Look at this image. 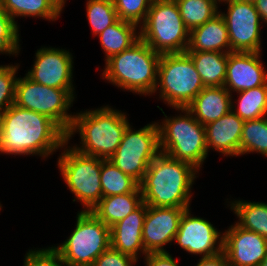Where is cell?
I'll list each match as a JSON object with an SVG mask.
<instances>
[{"mask_svg":"<svg viewBox=\"0 0 267 266\" xmlns=\"http://www.w3.org/2000/svg\"><path fill=\"white\" fill-rule=\"evenodd\" d=\"M195 266H230L224 252L210 257H203L198 260Z\"/></svg>","mask_w":267,"mask_h":266,"instance_id":"38","label":"cell"},{"mask_svg":"<svg viewBox=\"0 0 267 266\" xmlns=\"http://www.w3.org/2000/svg\"><path fill=\"white\" fill-rule=\"evenodd\" d=\"M144 258L145 266H179L169 252L148 253Z\"/></svg>","mask_w":267,"mask_h":266,"instance_id":"37","label":"cell"},{"mask_svg":"<svg viewBox=\"0 0 267 266\" xmlns=\"http://www.w3.org/2000/svg\"><path fill=\"white\" fill-rule=\"evenodd\" d=\"M185 209L174 242L189 254L210 257L223 251V233L208 220L196 217Z\"/></svg>","mask_w":267,"mask_h":266,"instance_id":"14","label":"cell"},{"mask_svg":"<svg viewBox=\"0 0 267 266\" xmlns=\"http://www.w3.org/2000/svg\"><path fill=\"white\" fill-rule=\"evenodd\" d=\"M255 8L260 14L262 22L267 24V0H256L254 2Z\"/></svg>","mask_w":267,"mask_h":266,"instance_id":"39","label":"cell"},{"mask_svg":"<svg viewBox=\"0 0 267 266\" xmlns=\"http://www.w3.org/2000/svg\"><path fill=\"white\" fill-rule=\"evenodd\" d=\"M35 56L32 68L25 75L44 86L65 89L75 99L72 53L44 46L37 50Z\"/></svg>","mask_w":267,"mask_h":266,"instance_id":"13","label":"cell"},{"mask_svg":"<svg viewBox=\"0 0 267 266\" xmlns=\"http://www.w3.org/2000/svg\"><path fill=\"white\" fill-rule=\"evenodd\" d=\"M223 252L230 266H259L267 255V240L234 223L223 232Z\"/></svg>","mask_w":267,"mask_h":266,"instance_id":"16","label":"cell"},{"mask_svg":"<svg viewBox=\"0 0 267 266\" xmlns=\"http://www.w3.org/2000/svg\"><path fill=\"white\" fill-rule=\"evenodd\" d=\"M66 142V133L50 118L12 104L2 114L0 153L48 158Z\"/></svg>","mask_w":267,"mask_h":266,"instance_id":"1","label":"cell"},{"mask_svg":"<svg viewBox=\"0 0 267 266\" xmlns=\"http://www.w3.org/2000/svg\"><path fill=\"white\" fill-rule=\"evenodd\" d=\"M223 52L230 53L229 34L220 13L190 31L186 52Z\"/></svg>","mask_w":267,"mask_h":266,"instance_id":"20","label":"cell"},{"mask_svg":"<svg viewBox=\"0 0 267 266\" xmlns=\"http://www.w3.org/2000/svg\"><path fill=\"white\" fill-rule=\"evenodd\" d=\"M73 102L74 98L65 89L44 86L26 75L17 78L14 104L47 116L65 133L73 121L74 114L68 113Z\"/></svg>","mask_w":267,"mask_h":266,"instance_id":"11","label":"cell"},{"mask_svg":"<svg viewBox=\"0 0 267 266\" xmlns=\"http://www.w3.org/2000/svg\"><path fill=\"white\" fill-rule=\"evenodd\" d=\"M186 53L192 59L205 87L224 85L228 53L215 51Z\"/></svg>","mask_w":267,"mask_h":266,"instance_id":"25","label":"cell"},{"mask_svg":"<svg viewBox=\"0 0 267 266\" xmlns=\"http://www.w3.org/2000/svg\"><path fill=\"white\" fill-rule=\"evenodd\" d=\"M138 29L140 38L157 53H182L188 49L190 31L175 0H153Z\"/></svg>","mask_w":267,"mask_h":266,"instance_id":"6","label":"cell"},{"mask_svg":"<svg viewBox=\"0 0 267 266\" xmlns=\"http://www.w3.org/2000/svg\"><path fill=\"white\" fill-rule=\"evenodd\" d=\"M19 25L3 11L0 4V54L18 55L20 52Z\"/></svg>","mask_w":267,"mask_h":266,"instance_id":"32","label":"cell"},{"mask_svg":"<svg viewBox=\"0 0 267 266\" xmlns=\"http://www.w3.org/2000/svg\"><path fill=\"white\" fill-rule=\"evenodd\" d=\"M142 203L143 198L138 186L132 193L103 197L91 212L111 228Z\"/></svg>","mask_w":267,"mask_h":266,"instance_id":"22","label":"cell"},{"mask_svg":"<svg viewBox=\"0 0 267 266\" xmlns=\"http://www.w3.org/2000/svg\"><path fill=\"white\" fill-rule=\"evenodd\" d=\"M86 16L95 36L118 20L113 0H87Z\"/></svg>","mask_w":267,"mask_h":266,"instance_id":"31","label":"cell"},{"mask_svg":"<svg viewBox=\"0 0 267 266\" xmlns=\"http://www.w3.org/2000/svg\"><path fill=\"white\" fill-rule=\"evenodd\" d=\"M24 257L23 266H67L52 247L30 249Z\"/></svg>","mask_w":267,"mask_h":266,"instance_id":"35","label":"cell"},{"mask_svg":"<svg viewBox=\"0 0 267 266\" xmlns=\"http://www.w3.org/2000/svg\"><path fill=\"white\" fill-rule=\"evenodd\" d=\"M138 260L130 255L121 253L111 246L105 250L92 264V266H134Z\"/></svg>","mask_w":267,"mask_h":266,"instance_id":"36","label":"cell"},{"mask_svg":"<svg viewBox=\"0 0 267 266\" xmlns=\"http://www.w3.org/2000/svg\"><path fill=\"white\" fill-rule=\"evenodd\" d=\"M241 1L255 2L256 0H241Z\"/></svg>","mask_w":267,"mask_h":266,"instance_id":"43","label":"cell"},{"mask_svg":"<svg viewBox=\"0 0 267 266\" xmlns=\"http://www.w3.org/2000/svg\"><path fill=\"white\" fill-rule=\"evenodd\" d=\"M260 55L261 52L228 53L223 86L230 94L263 86L267 83V70L264 69Z\"/></svg>","mask_w":267,"mask_h":266,"instance_id":"17","label":"cell"},{"mask_svg":"<svg viewBox=\"0 0 267 266\" xmlns=\"http://www.w3.org/2000/svg\"><path fill=\"white\" fill-rule=\"evenodd\" d=\"M2 8L17 24L16 17L56 21L64 5L59 0H2Z\"/></svg>","mask_w":267,"mask_h":266,"instance_id":"23","label":"cell"},{"mask_svg":"<svg viewBox=\"0 0 267 266\" xmlns=\"http://www.w3.org/2000/svg\"><path fill=\"white\" fill-rule=\"evenodd\" d=\"M202 79L186 52L161 54L158 63L159 98L172 108H186L204 89Z\"/></svg>","mask_w":267,"mask_h":266,"instance_id":"7","label":"cell"},{"mask_svg":"<svg viewBox=\"0 0 267 266\" xmlns=\"http://www.w3.org/2000/svg\"><path fill=\"white\" fill-rule=\"evenodd\" d=\"M2 114L0 113V137H1V132H2Z\"/></svg>","mask_w":267,"mask_h":266,"instance_id":"41","label":"cell"},{"mask_svg":"<svg viewBox=\"0 0 267 266\" xmlns=\"http://www.w3.org/2000/svg\"><path fill=\"white\" fill-rule=\"evenodd\" d=\"M64 6L67 0H59Z\"/></svg>","mask_w":267,"mask_h":266,"instance_id":"42","label":"cell"},{"mask_svg":"<svg viewBox=\"0 0 267 266\" xmlns=\"http://www.w3.org/2000/svg\"><path fill=\"white\" fill-rule=\"evenodd\" d=\"M259 266H267V255H266V257L261 261V263L259 264Z\"/></svg>","mask_w":267,"mask_h":266,"instance_id":"40","label":"cell"},{"mask_svg":"<svg viewBox=\"0 0 267 266\" xmlns=\"http://www.w3.org/2000/svg\"><path fill=\"white\" fill-rule=\"evenodd\" d=\"M118 19L141 25L153 0H113Z\"/></svg>","mask_w":267,"mask_h":266,"instance_id":"33","label":"cell"},{"mask_svg":"<svg viewBox=\"0 0 267 266\" xmlns=\"http://www.w3.org/2000/svg\"><path fill=\"white\" fill-rule=\"evenodd\" d=\"M159 153L157 122L149 123L136 131L135 129L133 131L129 124L124 131L120 145L108 160L140 183L148 166Z\"/></svg>","mask_w":267,"mask_h":266,"instance_id":"10","label":"cell"},{"mask_svg":"<svg viewBox=\"0 0 267 266\" xmlns=\"http://www.w3.org/2000/svg\"><path fill=\"white\" fill-rule=\"evenodd\" d=\"M101 188L103 197L132 193L139 183L123 173L109 160L101 159Z\"/></svg>","mask_w":267,"mask_h":266,"instance_id":"29","label":"cell"},{"mask_svg":"<svg viewBox=\"0 0 267 266\" xmlns=\"http://www.w3.org/2000/svg\"><path fill=\"white\" fill-rule=\"evenodd\" d=\"M198 173L193 165L160 152L139 183L143 202L152 207L190 208Z\"/></svg>","mask_w":267,"mask_h":266,"instance_id":"2","label":"cell"},{"mask_svg":"<svg viewBox=\"0 0 267 266\" xmlns=\"http://www.w3.org/2000/svg\"><path fill=\"white\" fill-rule=\"evenodd\" d=\"M187 208L147 206L143 223L142 240L145 252H168L164 249L175 239L182 214Z\"/></svg>","mask_w":267,"mask_h":266,"instance_id":"15","label":"cell"},{"mask_svg":"<svg viewBox=\"0 0 267 266\" xmlns=\"http://www.w3.org/2000/svg\"><path fill=\"white\" fill-rule=\"evenodd\" d=\"M240 97L231 100V110L242 120L258 119L267 116V83L242 92H236ZM237 107V108H236Z\"/></svg>","mask_w":267,"mask_h":266,"instance_id":"27","label":"cell"},{"mask_svg":"<svg viewBox=\"0 0 267 266\" xmlns=\"http://www.w3.org/2000/svg\"><path fill=\"white\" fill-rule=\"evenodd\" d=\"M232 98L224 86L204 87L186 108L205 126L231 110Z\"/></svg>","mask_w":267,"mask_h":266,"instance_id":"21","label":"cell"},{"mask_svg":"<svg viewBox=\"0 0 267 266\" xmlns=\"http://www.w3.org/2000/svg\"><path fill=\"white\" fill-rule=\"evenodd\" d=\"M138 27L134 23L118 19L114 24L99 33L97 36L105 53L106 59L104 61L135 44L140 39Z\"/></svg>","mask_w":267,"mask_h":266,"instance_id":"24","label":"cell"},{"mask_svg":"<svg viewBox=\"0 0 267 266\" xmlns=\"http://www.w3.org/2000/svg\"><path fill=\"white\" fill-rule=\"evenodd\" d=\"M160 56L140 38L130 48L105 61L102 77L124 91L152 95L157 86Z\"/></svg>","mask_w":267,"mask_h":266,"instance_id":"4","label":"cell"},{"mask_svg":"<svg viewBox=\"0 0 267 266\" xmlns=\"http://www.w3.org/2000/svg\"><path fill=\"white\" fill-rule=\"evenodd\" d=\"M244 122L230 110L218 120L205 125L208 152L212 148L226 157L241 156V135Z\"/></svg>","mask_w":267,"mask_h":266,"instance_id":"18","label":"cell"},{"mask_svg":"<svg viewBox=\"0 0 267 266\" xmlns=\"http://www.w3.org/2000/svg\"><path fill=\"white\" fill-rule=\"evenodd\" d=\"M147 204L142 203L127 217L110 228L111 247L138 260L139 255H147L143 246L142 232Z\"/></svg>","mask_w":267,"mask_h":266,"instance_id":"19","label":"cell"},{"mask_svg":"<svg viewBox=\"0 0 267 266\" xmlns=\"http://www.w3.org/2000/svg\"><path fill=\"white\" fill-rule=\"evenodd\" d=\"M253 152L267 157V116L244 122L241 155Z\"/></svg>","mask_w":267,"mask_h":266,"instance_id":"30","label":"cell"},{"mask_svg":"<svg viewBox=\"0 0 267 266\" xmlns=\"http://www.w3.org/2000/svg\"><path fill=\"white\" fill-rule=\"evenodd\" d=\"M165 119L157 126L159 129L160 152L187 162L200 171L208 157L205 127L187 108H174L180 115L167 117L163 109L157 106Z\"/></svg>","mask_w":267,"mask_h":266,"instance_id":"5","label":"cell"},{"mask_svg":"<svg viewBox=\"0 0 267 266\" xmlns=\"http://www.w3.org/2000/svg\"><path fill=\"white\" fill-rule=\"evenodd\" d=\"M227 3V13L219 11L229 34L231 52H261L260 14L254 2L220 0Z\"/></svg>","mask_w":267,"mask_h":266,"instance_id":"12","label":"cell"},{"mask_svg":"<svg viewBox=\"0 0 267 266\" xmlns=\"http://www.w3.org/2000/svg\"><path fill=\"white\" fill-rule=\"evenodd\" d=\"M185 27L192 29L203 25L219 13L220 0H175ZM219 3V5H218Z\"/></svg>","mask_w":267,"mask_h":266,"instance_id":"28","label":"cell"},{"mask_svg":"<svg viewBox=\"0 0 267 266\" xmlns=\"http://www.w3.org/2000/svg\"><path fill=\"white\" fill-rule=\"evenodd\" d=\"M19 66V64L0 65V113L14 104L16 74Z\"/></svg>","mask_w":267,"mask_h":266,"instance_id":"34","label":"cell"},{"mask_svg":"<svg viewBox=\"0 0 267 266\" xmlns=\"http://www.w3.org/2000/svg\"><path fill=\"white\" fill-rule=\"evenodd\" d=\"M230 209L237 215L235 222L239 227L256 232L267 240V203L248 202L247 200L230 201Z\"/></svg>","mask_w":267,"mask_h":266,"instance_id":"26","label":"cell"},{"mask_svg":"<svg viewBox=\"0 0 267 266\" xmlns=\"http://www.w3.org/2000/svg\"><path fill=\"white\" fill-rule=\"evenodd\" d=\"M71 235L52 248L67 266H92L111 246L110 228L91 211H78Z\"/></svg>","mask_w":267,"mask_h":266,"instance_id":"8","label":"cell"},{"mask_svg":"<svg viewBox=\"0 0 267 266\" xmlns=\"http://www.w3.org/2000/svg\"><path fill=\"white\" fill-rule=\"evenodd\" d=\"M129 124L126 113L109 105L80 111L73 117L71 127L66 133V141L69 143L78 132L81 145H72L74 149L85 155L108 160L120 145Z\"/></svg>","mask_w":267,"mask_h":266,"instance_id":"3","label":"cell"},{"mask_svg":"<svg viewBox=\"0 0 267 266\" xmlns=\"http://www.w3.org/2000/svg\"><path fill=\"white\" fill-rule=\"evenodd\" d=\"M62 148L64 150L58 156L57 163L60 174L74 194L73 202H81L82 211H91L103 198L101 159L80 153L68 146L67 141Z\"/></svg>","mask_w":267,"mask_h":266,"instance_id":"9","label":"cell"}]
</instances>
